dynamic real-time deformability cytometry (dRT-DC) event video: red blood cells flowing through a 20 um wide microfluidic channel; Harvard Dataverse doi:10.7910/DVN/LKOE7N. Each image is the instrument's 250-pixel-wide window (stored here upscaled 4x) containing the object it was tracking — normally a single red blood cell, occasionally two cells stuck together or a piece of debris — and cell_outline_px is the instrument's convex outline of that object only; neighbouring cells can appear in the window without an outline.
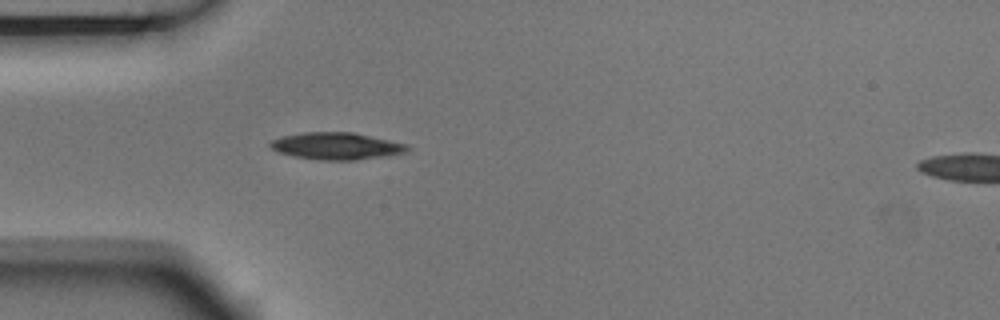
{"species": "Egyptian fruit bat (a non-hibernating species)", "species_latin": "Rousettus aegyptiacus", "temperature_condition": "room temperature", "stored_images_in_passage": 5, "camera_frame_rate_fps": 3000, "um_per_image_px": 0.085, "animal": {"sex": "male"}, "frame": {"image": 1, "passage_image": 5, "time_ms": 1.333, "image_size_px": [1000, 320], "cell_outline_px": [[412, 148], [404, 152], [356, 160], [320, 160], [296, 156], [280, 152], [272, 148], [268, 144], [272, 140], [280, 136], [304, 132], [352, 132], [408, 144]], "centroid_in_image_um": [28.59, 12.4], "position_along_channel_um": 56.4, "area_um2": 21.33}}